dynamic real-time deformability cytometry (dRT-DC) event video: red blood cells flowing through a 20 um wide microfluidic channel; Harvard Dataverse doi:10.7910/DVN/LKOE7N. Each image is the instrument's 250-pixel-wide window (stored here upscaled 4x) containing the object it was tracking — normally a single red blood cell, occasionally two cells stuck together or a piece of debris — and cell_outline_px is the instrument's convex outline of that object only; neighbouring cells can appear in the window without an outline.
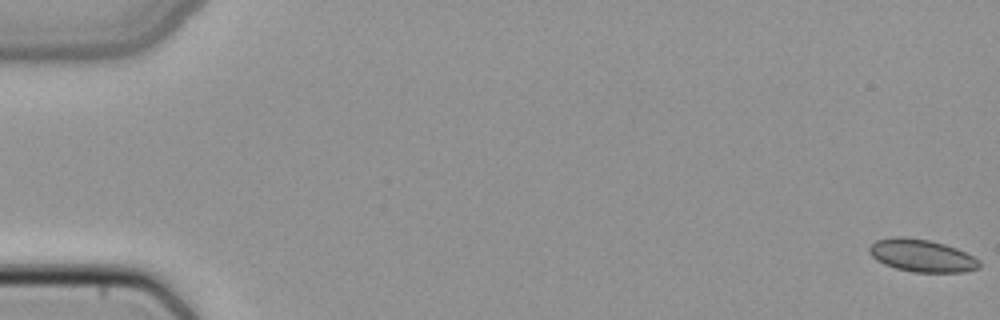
{"species": "common noctule bat (a hibernating species)", "species_latin": "Nyctalus noctula", "temperature_condition": "cold", "stored_images_in_passage": 51, "camera_frame_rate_fps": 3000, "um_per_image_px": 0.085, "animal": {"sex": "female", "body_mass_g": 22.7, "forearm_length_mm": 54.2}, "frame": {"image": 1, "passage_image": 1, "time_ms": 0.0, "image_size_px": [1000, 320], "cell_outline_px": [[980, 268], [964, 272], [916, 272], [896, 268], [884, 264], [876, 260], [868, 252], [868, 248], [876, 240], [892, 236], [904, 236], [928, 240], [944, 244], [956, 248], [980, 260]], "centroid_in_image_um": [78.33, 21.72], "position_along_channel_um": 6.7, "area_um2": 20.87}}
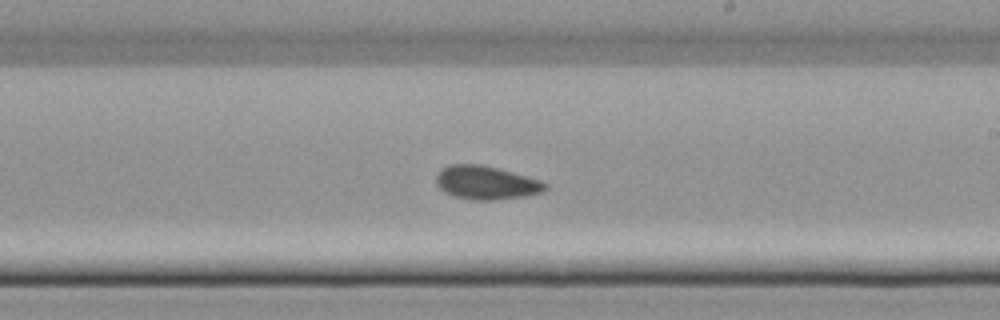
{"frame": {"image": 2, "passage_image": 31, "time_ms": 10.0, "image_size_px": [1000, 320], "cell_outline_px": [[548, 188], [544, 192], [524, 196], [492, 200], [472, 200], [456, 196], [444, 192], [436, 184], [436, 176], [440, 168], [448, 164], [480, 164], [512, 172], [540, 180], [548, 184]], "centroid_in_image_um": [41.31, 15.52], "position_along_channel_um": 247.7, "area_um2": 21.33}}
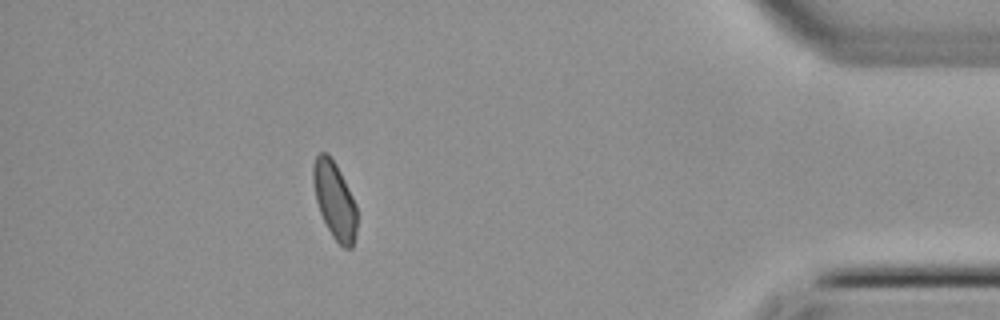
{"frame": {"image": 3, "passage_image": 46, "time_ms": 15.0, "image_size_px": [1000, 320], "cell_outline_px": [[356, 232], [352, 248], [344, 248], [332, 236], [320, 212], [316, 200], [312, 180], [312, 168], [316, 156], [320, 152], [328, 152], [336, 164], [356, 204]], "centroid_in_image_um": [28.43, 17.0], "position_along_channel_um": 406.8, "area_um2": 19.48}}